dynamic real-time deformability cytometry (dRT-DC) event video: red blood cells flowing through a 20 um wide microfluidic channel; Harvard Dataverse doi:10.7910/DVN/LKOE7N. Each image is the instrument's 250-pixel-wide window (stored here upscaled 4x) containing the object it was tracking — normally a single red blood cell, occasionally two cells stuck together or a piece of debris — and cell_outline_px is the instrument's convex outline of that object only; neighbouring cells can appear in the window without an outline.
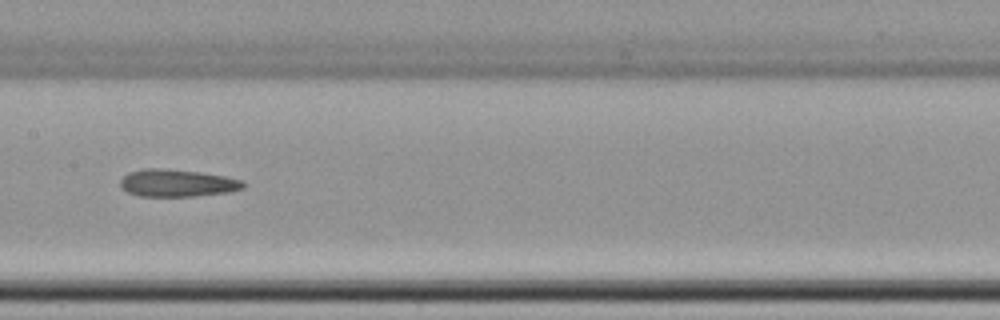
{"species": "common noctule bat (a hibernating species)", "species_latin": "Nyctalus noctula", "temperature_condition": "cold", "stored_images_in_passage": 39, "camera_frame_rate_fps": 3000, "um_per_image_px": 0.085, "animal": {"sex": "female", "body_mass_g": 22.7, "forearm_length_mm": 54.2}, "frame": {"image": 1, "passage_image": 12, "time_ms": 3.667, "image_size_px": [1000, 320], "cell_outline_px": [[244, 188], [228, 192], [196, 196], [140, 196], [128, 192], [120, 184], [120, 180], [128, 172], [144, 168], [164, 168], [200, 172], [224, 176], [244, 180]], "centroid_in_image_um": [15.07, 15.55], "position_along_channel_um": 192.3, "area_um2": 19.59}, "authors_computed_cell_mechanics": {"area_um2": 19.5364, "velocity_mm_per_s": 3.6844, "shape_relaxation_time_tau1_ms": null, "shape_relaxation_time_tau2_ms": 4.6952, "deformation_change_tau1": null, "deformation_change_tau2": 0.1655}}